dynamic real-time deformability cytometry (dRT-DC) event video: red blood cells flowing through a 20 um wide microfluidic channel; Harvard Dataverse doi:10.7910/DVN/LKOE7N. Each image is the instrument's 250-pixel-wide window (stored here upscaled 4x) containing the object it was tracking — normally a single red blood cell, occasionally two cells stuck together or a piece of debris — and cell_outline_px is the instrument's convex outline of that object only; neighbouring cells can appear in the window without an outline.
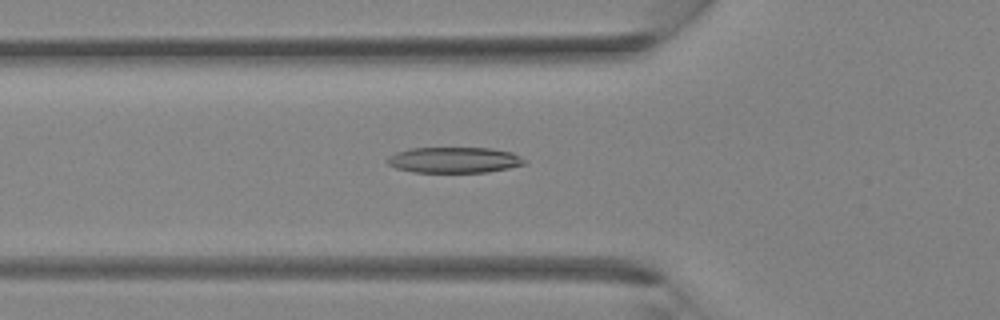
{"species": "Egyptian fruit bat (a non-hibernating species)", "species_latin": "Rousettus aegyptiacus", "temperature_condition": "room temperature", "stored_images_in_passage": 29, "camera_frame_rate_fps": 3000, "um_per_image_px": 0.085, "animal": {"sex": "female"}, "frame": {"image": 1, "passage_image": 8, "time_ms": 2.333, "image_size_px": [1000, 320], "cell_outline_px": [[528, 160], [524, 164], [508, 168], [488, 172], [412, 172], [396, 168], [388, 164], [384, 160], [388, 156], [396, 152], [408, 148], [492, 148], [512, 152]], "centroid_in_image_um": [38.59, 13.59], "position_along_channel_um": 87.2, "area_um2": 20.81}}
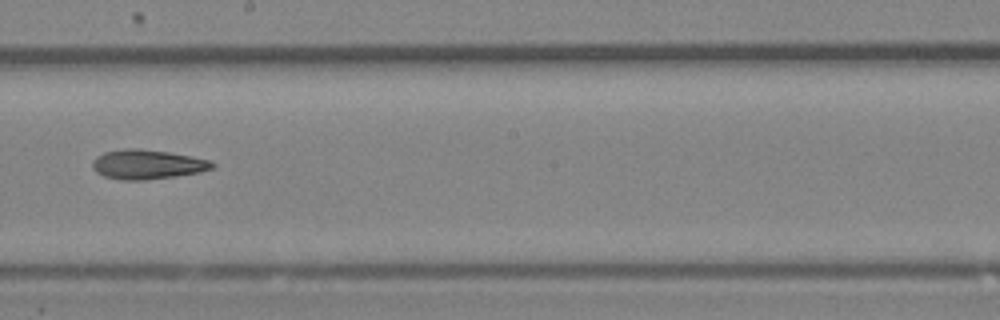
{"frame": {"image": 2, "passage_image": 16, "time_ms": 5.0, "image_size_px": [1000, 320], "cell_outline_px": [[216, 164], [212, 168], [200, 172], [176, 176], [144, 180], [124, 180], [104, 176], [96, 172], [92, 168], [92, 160], [96, 156], [104, 152], [124, 148], [140, 148], [168, 152], [208, 160]], "centroid_in_image_um": [12.47, 13.97], "position_along_channel_um": 235.7, "area_um2": 20.52}}
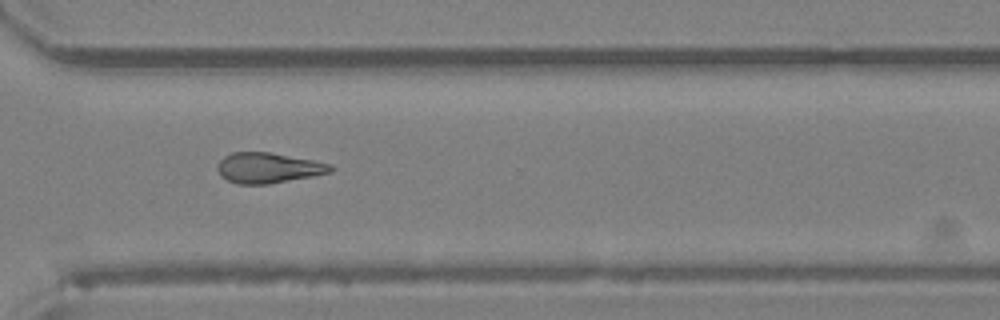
{"frame": {"image": 3, "passage_image": 22, "time_ms": 7.0, "image_size_px": [1000, 320], "cell_outline_px": [[336, 168], [332, 172], [312, 176], [268, 184], [236, 184], [220, 176], [216, 168], [220, 160], [224, 156], [232, 152], [272, 152], [332, 164]], "centroid_in_image_um": [22.8, 14.26], "position_along_channel_um": 347.8, "area_um2": 20.17}}